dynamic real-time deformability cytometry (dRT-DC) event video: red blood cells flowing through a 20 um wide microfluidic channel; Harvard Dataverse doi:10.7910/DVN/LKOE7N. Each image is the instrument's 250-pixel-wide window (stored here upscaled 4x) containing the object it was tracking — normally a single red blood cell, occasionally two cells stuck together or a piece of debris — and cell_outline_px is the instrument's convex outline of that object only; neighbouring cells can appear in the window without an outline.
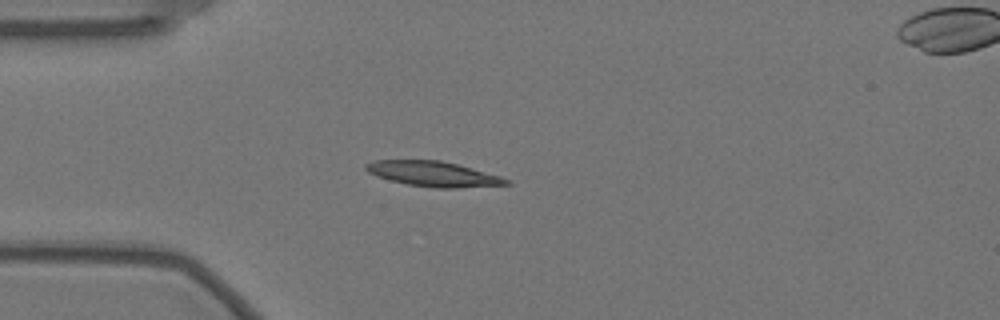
{"species": "Egyptian fruit bat (a non-hibernating species)", "species_latin": "Rousettus aegyptiacus", "temperature_condition": "warm", "stored_images_in_passage": 53, "camera_frame_rate_fps": 3000, "um_per_image_px": 0.085, "animal": {"sex": "female"}, "frame": {"image": 1, "passage_image": 11, "time_ms": 3.333, "image_size_px": [1000, 320], "cell_outline_px": [[512, 184], [456, 188], [436, 188], [408, 184], [376, 176], [368, 172], [364, 168], [364, 164], [376, 160], [440, 160], [456, 164], [500, 176], [512, 180]], "centroid_in_image_um": [36.84, 14.78], "position_along_channel_um": 48.2, "area_um2": 20.4}}
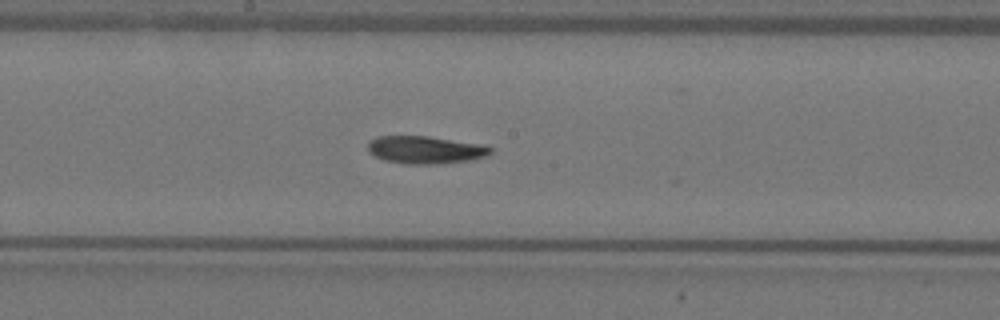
{"frame": {"image": 2, "passage_image": 26, "time_ms": 8.333, "image_size_px": [1000, 320], "cell_outline_px": [[492, 152], [484, 156], [472, 160], [436, 164], [404, 164], [384, 160], [368, 152], [368, 140], [376, 136], [428, 136], [476, 144], [492, 148]], "centroid_in_image_um": [36.07, 12.74], "position_along_channel_um": 212.1, "area_um2": 19.59}}
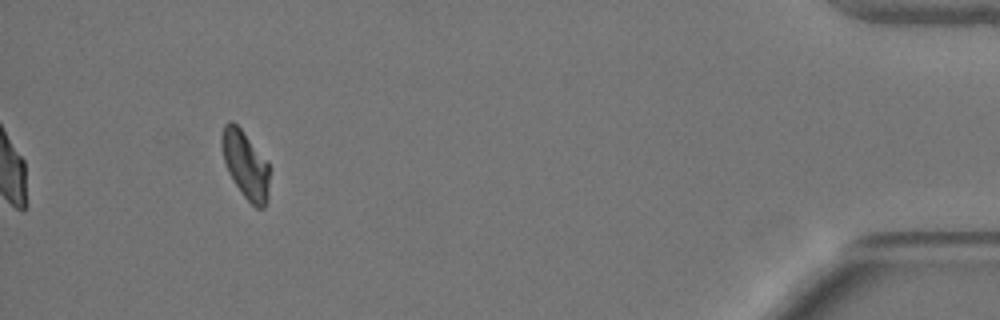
{"frame": {"image": 3, "passage_image": 49, "time_ms": 16.0, "image_size_px": [1000, 320], "cell_outline_px": [[268, 200], [264, 208], [256, 208], [240, 192], [232, 180], [228, 172], [224, 160], [220, 144], [220, 136], [224, 124], [228, 120], [232, 120], [240, 128], [268, 164]], "centroid_in_image_um": [20.82, 14.0], "position_along_channel_um": 414.4, "area_um2": 18.61}, "authors_computed_cell_mechanics": {"area_um2": 19.5942, "velocity_mm_per_s": 3.515, "shape_relaxation_time_tau1_ms": null, "shape_relaxation_time_tau2_ms": 9.6637, "deformation_change_tau1": null, "deformation_change_tau2": 0.1751}}